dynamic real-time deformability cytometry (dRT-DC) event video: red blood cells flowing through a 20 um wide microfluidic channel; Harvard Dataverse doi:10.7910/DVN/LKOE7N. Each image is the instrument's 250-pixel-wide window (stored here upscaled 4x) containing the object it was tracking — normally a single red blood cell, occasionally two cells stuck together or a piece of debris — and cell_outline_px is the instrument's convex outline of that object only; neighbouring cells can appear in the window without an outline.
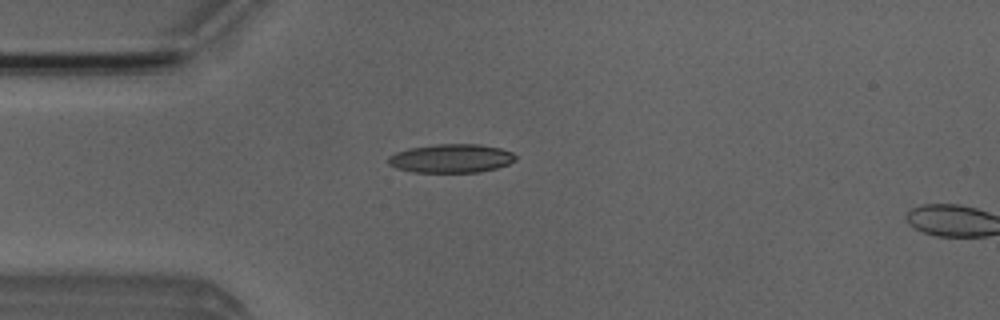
{"species": "Egyptian fruit bat (a non-hibernating species)", "species_latin": "Rousettus aegyptiacus", "temperature_condition": "room temperature", "stored_images_in_passage": 4, "camera_frame_rate_fps": 3000, "um_per_image_px": 0.085, "animal": {"sex": "male"}, "frame": {"image": 1, "passage_image": 3, "time_ms": 2.333, "image_size_px": [1000, 320], "cell_outline_px": [[516, 160], [508, 164], [496, 168], [480, 172], [412, 172], [396, 168], [388, 164], [388, 156], [396, 152], [408, 148], [436, 144], [476, 144], [500, 148], [512, 152], [516, 156]], "centroid_in_image_um": [38.33, 13.46], "position_along_channel_um": 46.7, "area_um2": 21.33}}